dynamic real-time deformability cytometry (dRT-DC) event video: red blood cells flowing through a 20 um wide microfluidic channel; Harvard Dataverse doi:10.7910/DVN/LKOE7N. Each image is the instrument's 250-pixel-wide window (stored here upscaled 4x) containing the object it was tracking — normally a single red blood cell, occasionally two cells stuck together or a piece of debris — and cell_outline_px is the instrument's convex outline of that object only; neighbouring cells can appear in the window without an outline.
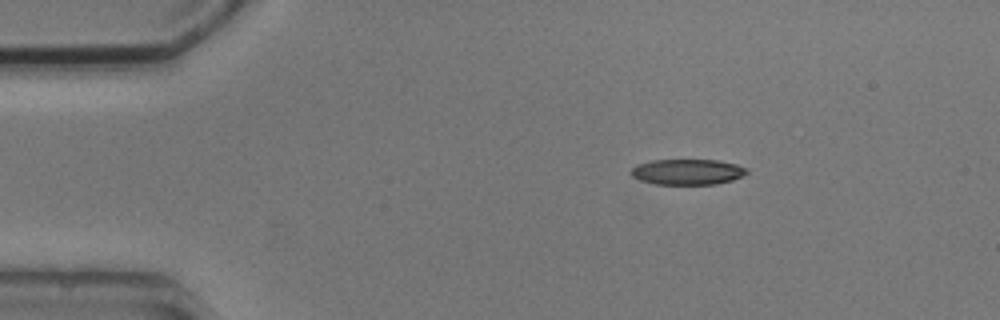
{"species": "common noctule bat (a hibernating species)", "species_latin": "Nyctalus noctula", "temperature_condition": "cold", "stored_images_in_passage": 2, "camera_frame_rate_fps": 3000, "um_per_image_px": 0.085, "animal": {"sex": "male", "body_mass_g": 20.5, "forearm_length_mm": 52.5}, "frame": {"image": 1, "passage_image": 2, "time_ms": 2.0, "image_size_px": [1000, 320], "cell_outline_px": [[748, 172], [732, 180], [716, 184], [656, 184], [640, 180], [632, 176], [632, 168], [636, 164], [652, 160], [716, 160], [736, 164], [748, 168]], "centroid_in_image_um": [58.43, 14.6], "position_along_channel_um": 26.6, "area_um2": 17.17}}